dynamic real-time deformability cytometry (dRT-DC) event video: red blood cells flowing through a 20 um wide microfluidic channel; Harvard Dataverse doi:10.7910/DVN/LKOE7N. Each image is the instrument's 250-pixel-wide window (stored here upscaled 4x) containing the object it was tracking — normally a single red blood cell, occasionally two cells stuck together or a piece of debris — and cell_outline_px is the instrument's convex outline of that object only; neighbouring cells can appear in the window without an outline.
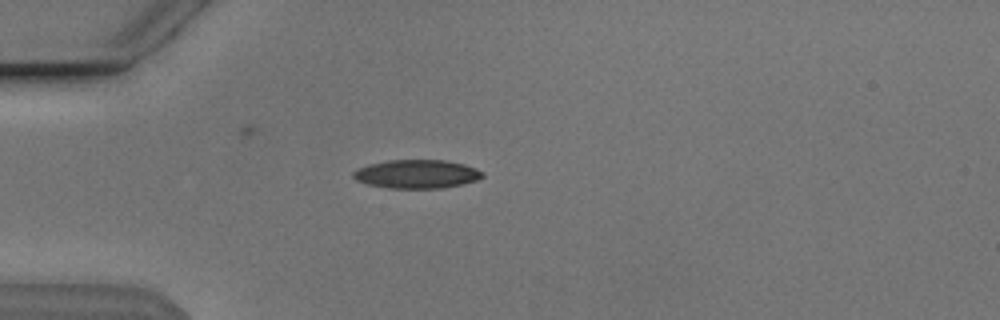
{"species": "Egyptian fruit bat (a non-hibernating species)", "species_latin": "Rousettus aegyptiacus", "temperature_condition": "cold", "stored_images_in_passage": 39, "camera_frame_rate_fps": 3000, "um_per_image_px": 0.085, "animal": {"sex": "male"}, "frame": {"image": 1, "passage_image": 1, "time_ms": 0.0, "image_size_px": [1000, 320], "cell_outline_px": [[484, 176], [476, 180], [464, 184], [444, 188], [388, 188], [368, 184], [356, 180], [352, 176], [352, 172], [356, 168], [368, 164], [388, 160], [444, 160], [464, 164], [476, 168], [484, 172]], "centroid_in_image_um": [35.42, 14.79], "position_along_channel_um": 49.6, "area_um2": 21.73}}
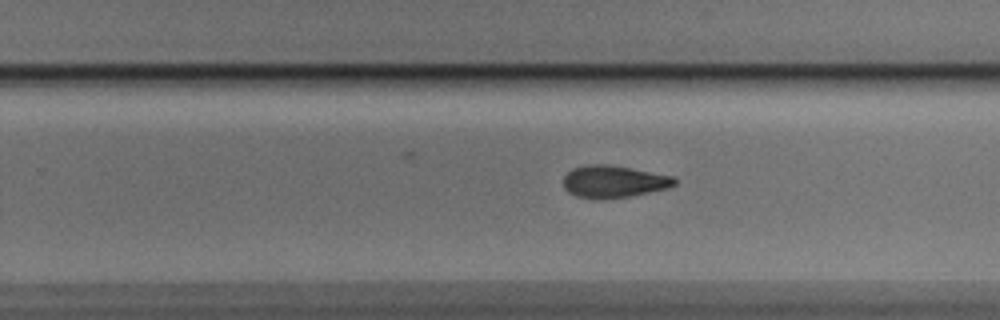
{"frame": {"image": 2, "passage_image": 20, "time_ms": 6.333, "image_size_px": [1000, 320], "cell_outline_px": [[676, 184], [668, 188], [628, 196], [600, 200], [592, 200], [576, 196], [568, 192], [564, 188], [564, 176], [572, 168], [588, 164], [604, 164], [632, 168], [676, 176]], "centroid_in_image_um": [52.15, 15.44], "position_along_channel_um": 277.6, "area_um2": 21.1}}
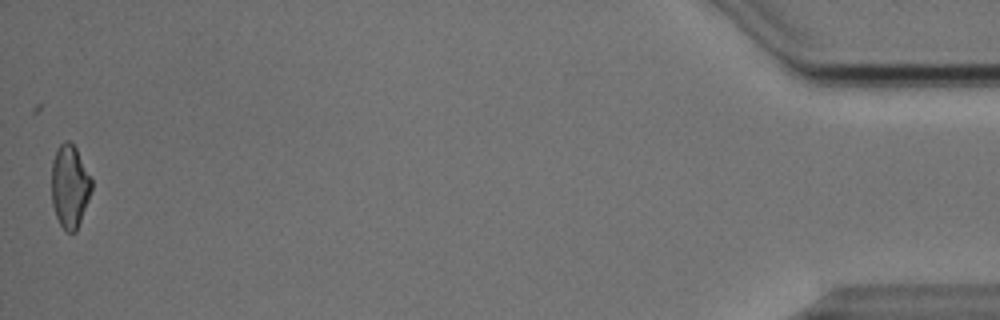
{"frame": {"image": 3, "passage_image": 39, "time_ms": 12.667, "image_size_px": [1000, 320], "cell_outline_px": [[92, 188], [88, 200], [76, 232], [68, 232], [60, 224], [56, 216], [52, 204], [52, 160], [56, 148], [64, 140], [68, 140], [76, 148], [92, 180]], "centroid_in_image_um": [5.92, 15.81], "position_along_channel_um": 429.3, "area_um2": 19.25}, "authors_computed_cell_mechanics": {"area_um2": 21.2704, "velocity_mm_per_s": 3.8542, "shape_relaxation_time_tau1_ms": 4.8006, "shape_relaxation_time_tau2_ms": 9.0617, "deformation_change_tau1": 0.1386, "deformation_change_tau2": 0.1903}}